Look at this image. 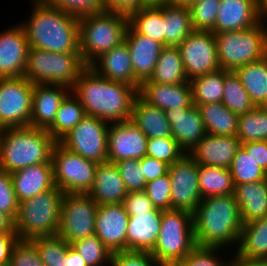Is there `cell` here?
I'll return each instance as SVG.
<instances>
[{
	"label": "cell",
	"mask_w": 267,
	"mask_h": 266,
	"mask_svg": "<svg viewBox=\"0 0 267 266\" xmlns=\"http://www.w3.org/2000/svg\"><path fill=\"white\" fill-rule=\"evenodd\" d=\"M71 91L80 100L87 116L108 123L130 120L133 103L138 95L134 86L106 79L90 66L80 72Z\"/></svg>",
	"instance_id": "obj_1"
},
{
	"label": "cell",
	"mask_w": 267,
	"mask_h": 266,
	"mask_svg": "<svg viewBox=\"0 0 267 266\" xmlns=\"http://www.w3.org/2000/svg\"><path fill=\"white\" fill-rule=\"evenodd\" d=\"M32 4L30 18L21 23L29 48L80 53L79 17L53 7L46 0H33Z\"/></svg>",
	"instance_id": "obj_2"
},
{
	"label": "cell",
	"mask_w": 267,
	"mask_h": 266,
	"mask_svg": "<svg viewBox=\"0 0 267 266\" xmlns=\"http://www.w3.org/2000/svg\"><path fill=\"white\" fill-rule=\"evenodd\" d=\"M243 225L234 194L204 198L193 213L195 241L200 247L237 248Z\"/></svg>",
	"instance_id": "obj_3"
},
{
	"label": "cell",
	"mask_w": 267,
	"mask_h": 266,
	"mask_svg": "<svg viewBox=\"0 0 267 266\" xmlns=\"http://www.w3.org/2000/svg\"><path fill=\"white\" fill-rule=\"evenodd\" d=\"M57 141L43 128L0 129V169L12 174L41 163H51Z\"/></svg>",
	"instance_id": "obj_4"
},
{
	"label": "cell",
	"mask_w": 267,
	"mask_h": 266,
	"mask_svg": "<svg viewBox=\"0 0 267 266\" xmlns=\"http://www.w3.org/2000/svg\"><path fill=\"white\" fill-rule=\"evenodd\" d=\"M64 195L61 189L54 186L46 192L20 202L14 220L19 240L57 235Z\"/></svg>",
	"instance_id": "obj_5"
},
{
	"label": "cell",
	"mask_w": 267,
	"mask_h": 266,
	"mask_svg": "<svg viewBox=\"0 0 267 266\" xmlns=\"http://www.w3.org/2000/svg\"><path fill=\"white\" fill-rule=\"evenodd\" d=\"M128 17L110 11L79 17L80 55L89 66L101 54L124 42Z\"/></svg>",
	"instance_id": "obj_6"
},
{
	"label": "cell",
	"mask_w": 267,
	"mask_h": 266,
	"mask_svg": "<svg viewBox=\"0 0 267 266\" xmlns=\"http://www.w3.org/2000/svg\"><path fill=\"white\" fill-rule=\"evenodd\" d=\"M266 19L249 29L214 33L220 69L235 71L267 55Z\"/></svg>",
	"instance_id": "obj_7"
},
{
	"label": "cell",
	"mask_w": 267,
	"mask_h": 266,
	"mask_svg": "<svg viewBox=\"0 0 267 266\" xmlns=\"http://www.w3.org/2000/svg\"><path fill=\"white\" fill-rule=\"evenodd\" d=\"M197 246L193 214L184 210H162L159 236L150 252L162 266L179 265Z\"/></svg>",
	"instance_id": "obj_8"
},
{
	"label": "cell",
	"mask_w": 267,
	"mask_h": 266,
	"mask_svg": "<svg viewBox=\"0 0 267 266\" xmlns=\"http://www.w3.org/2000/svg\"><path fill=\"white\" fill-rule=\"evenodd\" d=\"M86 67L80 53L28 49L24 77L32 84H60L72 89Z\"/></svg>",
	"instance_id": "obj_9"
},
{
	"label": "cell",
	"mask_w": 267,
	"mask_h": 266,
	"mask_svg": "<svg viewBox=\"0 0 267 266\" xmlns=\"http://www.w3.org/2000/svg\"><path fill=\"white\" fill-rule=\"evenodd\" d=\"M54 185L64 193H88L94 183L98 163L71 152L59 142L52 156Z\"/></svg>",
	"instance_id": "obj_10"
},
{
	"label": "cell",
	"mask_w": 267,
	"mask_h": 266,
	"mask_svg": "<svg viewBox=\"0 0 267 266\" xmlns=\"http://www.w3.org/2000/svg\"><path fill=\"white\" fill-rule=\"evenodd\" d=\"M97 207L88 193H65L57 235L69 245L95 235Z\"/></svg>",
	"instance_id": "obj_11"
},
{
	"label": "cell",
	"mask_w": 267,
	"mask_h": 266,
	"mask_svg": "<svg viewBox=\"0 0 267 266\" xmlns=\"http://www.w3.org/2000/svg\"><path fill=\"white\" fill-rule=\"evenodd\" d=\"M109 123L85 116L59 143L66 149L96 163L108 162Z\"/></svg>",
	"instance_id": "obj_12"
},
{
	"label": "cell",
	"mask_w": 267,
	"mask_h": 266,
	"mask_svg": "<svg viewBox=\"0 0 267 266\" xmlns=\"http://www.w3.org/2000/svg\"><path fill=\"white\" fill-rule=\"evenodd\" d=\"M33 86L24 76L0 78V129L30 126Z\"/></svg>",
	"instance_id": "obj_13"
},
{
	"label": "cell",
	"mask_w": 267,
	"mask_h": 266,
	"mask_svg": "<svg viewBox=\"0 0 267 266\" xmlns=\"http://www.w3.org/2000/svg\"><path fill=\"white\" fill-rule=\"evenodd\" d=\"M185 74L191 79L220 69L212 31L193 30L179 45Z\"/></svg>",
	"instance_id": "obj_14"
},
{
	"label": "cell",
	"mask_w": 267,
	"mask_h": 266,
	"mask_svg": "<svg viewBox=\"0 0 267 266\" xmlns=\"http://www.w3.org/2000/svg\"><path fill=\"white\" fill-rule=\"evenodd\" d=\"M199 165L185 154L168 168L171 180V210L194 213L202 201L199 188Z\"/></svg>",
	"instance_id": "obj_15"
},
{
	"label": "cell",
	"mask_w": 267,
	"mask_h": 266,
	"mask_svg": "<svg viewBox=\"0 0 267 266\" xmlns=\"http://www.w3.org/2000/svg\"><path fill=\"white\" fill-rule=\"evenodd\" d=\"M148 137L131 121L109 123L108 162L135 159L146 156Z\"/></svg>",
	"instance_id": "obj_16"
},
{
	"label": "cell",
	"mask_w": 267,
	"mask_h": 266,
	"mask_svg": "<svg viewBox=\"0 0 267 266\" xmlns=\"http://www.w3.org/2000/svg\"><path fill=\"white\" fill-rule=\"evenodd\" d=\"M129 215L122 203L98 205L95 235L112 251L127 250Z\"/></svg>",
	"instance_id": "obj_17"
},
{
	"label": "cell",
	"mask_w": 267,
	"mask_h": 266,
	"mask_svg": "<svg viewBox=\"0 0 267 266\" xmlns=\"http://www.w3.org/2000/svg\"><path fill=\"white\" fill-rule=\"evenodd\" d=\"M266 13L258 0H221L213 33L249 29L258 25Z\"/></svg>",
	"instance_id": "obj_18"
},
{
	"label": "cell",
	"mask_w": 267,
	"mask_h": 266,
	"mask_svg": "<svg viewBox=\"0 0 267 266\" xmlns=\"http://www.w3.org/2000/svg\"><path fill=\"white\" fill-rule=\"evenodd\" d=\"M28 49V39L21 23L0 32V78L24 75Z\"/></svg>",
	"instance_id": "obj_19"
},
{
	"label": "cell",
	"mask_w": 267,
	"mask_h": 266,
	"mask_svg": "<svg viewBox=\"0 0 267 266\" xmlns=\"http://www.w3.org/2000/svg\"><path fill=\"white\" fill-rule=\"evenodd\" d=\"M241 147L237 136L206 134L188 155L198 164L229 169Z\"/></svg>",
	"instance_id": "obj_20"
},
{
	"label": "cell",
	"mask_w": 267,
	"mask_h": 266,
	"mask_svg": "<svg viewBox=\"0 0 267 266\" xmlns=\"http://www.w3.org/2000/svg\"><path fill=\"white\" fill-rule=\"evenodd\" d=\"M124 41L129 48L136 80L140 84L149 80L164 46L150 37L136 33L129 25Z\"/></svg>",
	"instance_id": "obj_21"
},
{
	"label": "cell",
	"mask_w": 267,
	"mask_h": 266,
	"mask_svg": "<svg viewBox=\"0 0 267 266\" xmlns=\"http://www.w3.org/2000/svg\"><path fill=\"white\" fill-rule=\"evenodd\" d=\"M171 124L172 137L188 154L207 134L200 110L192 105L188 109L165 110Z\"/></svg>",
	"instance_id": "obj_22"
},
{
	"label": "cell",
	"mask_w": 267,
	"mask_h": 266,
	"mask_svg": "<svg viewBox=\"0 0 267 266\" xmlns=\"http://www.w3.org/2000/svg\"><path fill=\"white\" fill-rule=\"evenodd\" d=\"M71 92L60 84H34L30 126L47 129L55 120L60 103Z\"/></svg>",
	"instance_id": "obj_23"
},
{
	"label": "cell",
	"mask_w": 267,
	"mask_h": 266,
	"mask_svg": "<svg viewBox=\"0 0 267 266\" xmlns=\"http://www.w3.org/2000/svg\"><path fill=\"white\" fill-rule=\"evenodd\" d=\"M138 95L150 105L165 111L168 109H188L193 105L190 82L180 84H160L142 82Z\"/></svg>",
	"instance_id": "obj_24"
},
{
	"label": "cell",
	"mask_w": 267,
	"mask_h": 266,
	"mask_svg": "<svg viewBox=\"0 0 267 266\" xmlns=\"http://www.w3.org/2000/svg\"><path fill=\"white\" fill-rule=\"evenodd\" d=\"M127 250L151 252L156 245L162 210L154 208L142 213H128Z\"/></svg>",
	"instance_id": "obj_25"
},
{
	"label": "cell",
	"mask_w": 267,
	"mask_h": 266,
	"mask_svg": "<svg viewBox=\"0 0 267 266\" xmlns=\"http://www.w3.org/2000/svg\"><path fill=\"white\" fill-rule=\"evenodd\" d=\"M89 66L106 79L127 83L139 90L140 83L133 74L131 56L125 41L101 54Z\"/></svg>",
	"instance_id": "obj_26"
},
{
	"label": "cell",
	"mask_w": 267,
	"mask_h": 266,
	"mask_svg": "<svg viewBox=\"0 0 267 266\" xmlns=\"http://www.w3.org/2000/svg\"><path fill=\"white\" fill-rule=\"evenodd\" d=\"M18 203L52 189L54 185L52 163H41L11 174Z\"/></svg>",
	"instance_id": "obj_27"
},
{
	"label": "cell",
	"mask_w": 267,
	"mask_h": 266,
	"mask_svg": "<svg viewBox=\"0 0 267 266\" xmlns=\"http://www.w3.org/2000/svg\"><path fill=\"white\" fill-rule=\"evenodd\" d=\"M88 194L98 205L123 202L128 192L115 163L97 165L94 183Z\"/></svg>",
	"instance_id": "obj_28"
},
{
	"label": "cell",
	"mask_w": 267,
	"mask_h": 266,
	"mask_svg": "<svg viewBox=\"0 0 267 266\" xmlns=\"http://www.w3.org/2000/svg\"><path fill=\"white\" fill-rule=\"evenodd\" d=\"M233 194L240 208L243 224L267 216V183L265 180L235 185Z\"/></svg>",
	"instance_id": "obj_29"
},
{
	"label": "cell",
	"mask_w": 267,
	"mask_h": 266,
	"mask_svg": "<svg viewBox=\"0 0 267 266\" xmlns=\"http://www.w3.org/2000/svg\"><path fill=\"white\" fill-rule=\"evenodd\" d=\"M130 120L148 139L172 137L171 124L166 118L165 112L156 106L150 105L139 95L134 100Z\"/></svg>",
	"instance_id": "obj_30"
},
{
	"label": "cell",
	"mask_w": 267,
	"mask_h": 266,
	"mask_svg": "<svg viewBox=\"0 0 267 266\" xmlns=\"http://www.w3.org/2000/svg\"><path fill=\"white\" fill-rule=\"evenodd\" d=\"M235 251L241 259L267 261V216L243 225Z\"/></svg>",
	"instance_id": "obj_31"
},
{
	"label": "cell",
	"mask_w": 267,
	"mask_h": 266,
	"mask_svg": "<svg viewBox=\"0 0 267 266\" xmlns=\"http://www.w3.org/2000/svg\"><path fill=\"white\" fill-rule=\"evenodd\" d=\"M235 73L255 106L267 107V55L238 67Z\"/></svg>",
	"instance_id": "obj_32"
},
{
	"label": "cell",
	"mask_w": 267,
	"mask_h": 266,
	"mask_svg": "<svg viewBox=\"0 0 267 266\" xmlns=\"http://www.w3.org/2000/svg\"><path fill=\"white\" fill-rule=\"evenodd\" d=\"M207 134L216 136H236L238 115L230 111L222 102L197 105Z\"/></svg>",
	"instance_id": "obj_33"
},
{
	"label": "cell",
	"mask_w": 267,
	"mask_h": 266,
	"mask_svg": "<svg viewBox=\"0 0 267 266\" xmlns=\"http://www.w3.org/2000/svg\"><path fill=\"white\" fill-rule=\"evenodd\" d=\"M144 82L160 84L189 82L184 71L179 48L176 46H164L156 62L152 76Z\"/></svg>",
	"instance_id": "obj_34"
},
{
	"label": "cell",
	"mask_w": 267,
	"mask_h": 266,
	"mask_svg": "<svg viewBox=\"0 0 267 266\" xmlns=\"http://www.w3.org/2000/svg\"><path fill=\"white\" fill-rule=\"evenodd\" d=\"M158 7L164 14V46L178 47L193 31L189 8L175 4Z\"/></svg>",
	"instance_id": "obj_35"
},
{
	"label": "cell",
	"mask_w": 267,
	"mask_h": 266,
	"mask_svg": "<svg viewBox=\"0 0 267 266\" xmlns=\"http://www.w3.org/2000/svg\"><path fill=\"white\" fill-rule=\"evenodd\" d=\"M86 115L80 100L71 91L60 103L55 120L46 131L59 142Z\"/></svg>",
	"instance_id": "obj_36"
},
{
	"label": "cell",
	"mask_w": 267,
	"mask_h": 266,
	"mask_svg": "<svg viewBox=\"0 0 267 266\" xmlns=\"http://www.w3.org/2000/svg\"><path fill=\"white\" fill-rule=\"evenodd\" d=\"M198 177L203 199L234 193L235 185L232 174L227 168L199 165Z\"/></svg>",
	"instance_id": "obj_37"
},
{
	"label": "cell",
	"mask_w": 267,
	"mask_h": 266,
	"mask_svg": "<svg viewBox=\"0 0 267 266\" xmlns=\"http://www.w3.org/2000/svg\"><path fill=\"white\" fill-rule=\"evenodd\" d=\"M194 106L221 102L224 91V70L197 76L190 81Z\"/></svg>",
	"instance_id": "obj_38"
},
{
	"label": "cell",
	"mask_w": 267,
	"mask_h": 266,
	"mask_svg": "<svg viewBox=\"0 0 267 266\" xmlns=\"http://www.w3.org/2000/svg\"><path fill=\"white\" fill-rule=\"evenodd\" d=\"M128 25L164 46V14L158 6H146L128 17Z\"/></svg>",
	"instance_id": "obj_39"
},
{
	"label": "cell",
	"mask_w": 267,
	"mask_h": 266,
	"mask_svg": "<svg viewBox=\"0 0 267 266\" xmlns=\"http://www.w3.org/2000/svg\"><path fill=\"white\" fill-rule=\"evenodd\" d=\"M221 102L238 116L256 107L235 71L224 70V91Z\"/></svg>",
	"instance_id": "obj_40"
},
{
	"label": "cell",
	"mask_w": 267,
	"mask_h": 266,
	"mask_svg": "<svg viewBox=\"0 0 267 266\" xmlns=\"http://www.w3.org/2000/svg\"><path fill=\"white\" fill-rule=\"evenodd\" d=\"M240 144L267 141V107L256 106L238 117L237 135Z\"/></svg>",
	"instance_id": "obj_41"
},
{
	"label": "cell",
	"mask_w": 267,
	"mask_h": 266,
	"mask_svg": "<svg viewBox=\"0 0 267 266\" xmlns=\"http://www.w3.org/2000/svg\"><path fill=\"white\" fill-rule=\"evenodd\" d=\"M45 266H67L68 242L61 236H44L30 240Z\"/></svg>",
	"instance_id": "obj_42"
},
{
	"label": "cell",
	"mask_w": 267,
	"mask_h": 266,
	"mask_svg": "<svg viewBox=\"0 0 267 266\" xmlns=\"http://www.w3.org/2000/svg\"><path fill=\"white\" fill-rule=\"evenodd\" d=\"M234 185L264 180V170L257 165L251 154L240 147L229 167Z\"/></svg>",
	"instance_id": "obj_43"
},
{
	"label": "cell",
	"mask_w": 267,
	"mask_h": 266,
	"mask_svg": "<svg viewBox=\"0 0 267 266\" xmlns=\"http://www.w3.org/2000/svg\"><path fill=\"white\" fill-rule=\"evenodd\" d=\"M70 245L82 256L87 266H110L112 251L96 235Z\"/></svg>",
	"instance_id": "obj_44"
},
{
	"label": "cell",
	"mask_w": 267,
	"mask_h": 266,
	"mask_svg": "<svg viewBox=\"0 0 267 266\" xmlns=\"http://www.w3.org/2000/svg\"><path fill=\"white\" fill-rule=\"evenodd\" d=\"M185 154L186 152L173 137L148 139L146 156L158 159L169 166L180 160Z\"/></svg>",
	"instance_id": "obj_45"
},
{
	"label": "cell",
	"mask_w": 267,
	"mask_h": 266,
	"mask_svg": "<svg viewBox=\"0 0 267 266\" xmlns=\"http://www.w3.org/2000/svg\"><path fill=\"white\" fill-rule=\"evenodd\" d=\"M221 0H198L189 7L193 30L212 31Z\"/></svg>",
	"instance_id": "obj_46"
},
{
	"label": "cell",
	"mask_w": 267,
	"mask_h": 266,
	"mask_svg": "<svg viewBox=\"0 0 267 266\" xmlns=\"http://www.w3.org/2000/svg\"><path fill=\"white\" fill-rule=\"evenodd\" d=\"M221 250L225 249L196 246L184 257L179 266H228L230 259L226 257L225 260L220 257Z\"/></svg>",
	"instance_id": "obj_47"
},
{
	"label": "cell",
	"mask_w": 267,
	"mask_h": 266,
	"mask_svg": "<svg viewBox=\"0 0 267 266\" xmlns=\"http://www.w3.org/2000/svg\"><path fill=\"white\" fill-rule=\"evenodd\" d=\"M115 164L128 193L145 190L147 182L140 168V160L127 159Z\"/></svg>",
	"instance_id": "obj_48"
},
{
	"label": "cell",
	"mask_w": 267,
	"mask_h": 266,
	"mask_svg": "<svg viewBox=\"0 0 267 266\" xmlns=\"http://www.w3.org/2000/svg\"><path fill=\"white\" fill-rule=\"evenodd\" d=\"M144 191L155 208L163 211L171 210V180L168 173L147 182Z\"/></svg>",
	"instance_id": "obj_49"
},
{
	"label": "cell",
	"mask_w": 267,
	"mask_h": 266,
	"mask_svg": "<svg viewBox=\"0 0 267 266\" xmlns=\"http://www.w3.org/2000/svg\"><path fill=\"white\" fill-rule=\"evenodd\" d=\"M50 5L66 13L80 17L105 10L103 0H46Z\"/></svg>",
	"instance_id": "obj_50"
},
{
	"label": "cell",
	"mask_w": 267,
	"mask_h": 266,
	"mask_svg": "<svg viewBox=\"0 0 267 266\" xmlns=\"http://www.w3.org/2000/svg\"><path fill=\"white\" fill-rule=\"evenodd\" d=\"M9 266H45L30 240H18L14 245Z\"/></svg>",
	"instance_id": "obj_51"
},
{
	"label": "cell",
	"mask_w": 267,
	"mask_h": 266,
	"mask_svg": "<svg viewBox=\"0 0 267 266\" xmlns=\"http://www.w3.org/2000/svg\"><path fill=\"white\" fill-rule=\"evenodd\" d=\"M18 206L11 174L0 169V211L15 220L18 214Z\"/></svg>",
	"instance_id": "obj_52"
},
{
	"label": "cell",
	"mask_w": 267,
	"mask_h": 266,
	"mask_svg": "<svg viewBox=\"0 0 267 266\" xmlns=\"http://www.w3.org/2000/svg\"><path fill=\"white\" fill-rule=\"evenodd\" d=\"M110 266H162L150 252L117 251L112 253Z\"/></svg>",
	"instance_id": "obj_53"
},
{
	"label": "cell",
	"mask_w": 267,
	"mask_h": 266,
	"mask_svg": "<svg viewBox=\"0 0 267 266\" xmlns=\"http://www.w3.org/2000/svg\"><path fill=\"white\" fill-rule=\"evenodd\" d=\"M122 204L127 213H142L155 208L145 191L128 193Z\"/></svg>",
	"instance_id": "obj_54"
},
{
	"label": "cell",
	"mask_w": 267,
	"mask_h": 266,
	"mask_svg": "<svg viewBox=\"0 0 267 266\" xmlns=\"http://www.w3.org/2000/svg\"><path fill=\"white\" fill-rule=\"evenodd\" d=\"M103 3L105 11L127 17L147 6L145 0H103Z\"/></svg>",
	"instance_id": "obj_55"
},
{
	"label": "cell",
	"mask_w": 267,
	"mask_h": 266,
	"mask_svg": "<svg viewBox=\"0 0 267 266\" xmlns=\"http://www.w3.org/2000/svg\"><path fill=\"white\" fill-rule=\"evenodd\" d=\"M140 168L146 179V182L155 180L168 173L169 165L158 159L144 156L140 159Z\"/></svg>",
	"instance_id": "obj_56"
},
{
	"label": "cell",
	"mask_w": 267,
	"mask_h": 266,
	"mask_svg": "<svg viewBox=\"0 0 267 266\" xmlns=\"http://www.w3.org/2000/svg\"><path fill=\"white\" fill-rule=\"evenodd\" d=\"M241 147L251 154L264 171L267 168V141H253L241 144Z\"/></svg>",
	"instance_id": "obj_57"
},
{
	"label": "cell",
	"mask_w": 267,
	"mask_h": 266,
	"mask_svg": "<svg viewBox=\"0 0 267 266\" xmlns=\"http://www.w3.org/2000/svg\"><path fill=\"white\" fill-rule=\"evenodd\" d=\"M18 240L16 232L0 233V263H9L13 247Z\"/></svg>",
	"instance_id": "obj_58"
},
{
	"label": "cell",
	"mask_w": 267,
	"mask_h": 266,
	"mask_svg": "<svg viewBox=\"0 0 267 266\" xmlns=\"http://www.w3.org/2000/svg\"><path fill=\"white\" fill-rule=\"evenodd\" d=\"M67 266H87L82 256L71 245L67 247Z\"/></svg>",
	"instance_id": "obj_59"
},
{
	"label": "cell",
	"mask_w": 267,
	"mask_h": 266,
	"mask_svg": "<svg viewBox=\"0 0 267 266\" xmlns=\"http://www.w3.org/2000/svg\"><path fill=\"white\" fill-rule=\"evenodd\" d=\"M233 258L229 261L228 266H267V261H251L238 258L233 253Z\"/></svg>",
	"instance_id": "obj_60"
},
{
	"label": "cell",
	"mask_w": 267,
	"mask_h": 266,
	"mask_svg": "<svg viewBox=\"0 0 267 266\" xmlns=\"http://www.w3.org/2000/svg\"><path fill=\"white\" fill-rule=\"evenodd\" d=\"M16 232L14 228V220L6 213L0 211V233Z\"/></svg>",
	"instance_id": "obj_61"
},
{
	"label": "cell",
	"mask_w": 267,
	"mask_h": 266,
	"mask_svg": "<svg viewBox=\"0 0 267 266\" xmlns=\"http://www.w3.org/2000/svg\"><path fill=\"white\" fill-rule=\"evenodd\" d=\"M147 6H159L166 4H174L175 0H145Z\"/></svg>",
	"instance_id": "obj_62"
},
{
	"label": "cell",
	"mask_w": 267,
	"mask_h": 266,
	"mask_svg": "<svg viewBox=\"0 0 267 266\" xmlns=\"http://www.w3.org/2000/svg\"><path fill=\"white\" fill-rule=\"evenodd\" d=\"M198 0H175L174 4L178 6H183V7H190L194 3H196Z\"/></svg>",
	"instance_id": "obj_63"
},
{
	"label": "cell",
	"mask_w": 267,
	"mask_h": 266,
	"mask_svg": "<svg viewBox=\"0 0 267 266\" xmlns=\"http://www.w3.org/2000/svg\"><path fill=\"white\" fill-rule=\"evenodd\" d=\"M262 10L267 13V0H258Z\"/></svg>",
	"instance_id": "obj_64"
},
{
	"label": "cell",
	"mask_w": 267,
	"mask_h": 266,
	"mask_svg": "<svg viewBox=\"0 0 267 266\" xmlns=\"http://www.w3.org/2000/svg\"><path fill=\"white\" fill-rule=\"evenodd\" d=\"M264 180H265V182L267 183V168H266L265 171H264Z\"/></svg>",
	"instance_id": "obj_65"
},
{
	"label": "cell",
	"mask_w": 267,
	"mask_h": 266,
	"mask_svg": "<svg viewBox=\"0 0 267 266\" xmlns=\"http://www.w3.org/2000/svg\"><path fill=\"white\" fill-rule=\"evenodd\" d=\"M0 266H9V263H0Z\"/></svg>",
	"instance_id": "obj_66"
}]
</instances>
